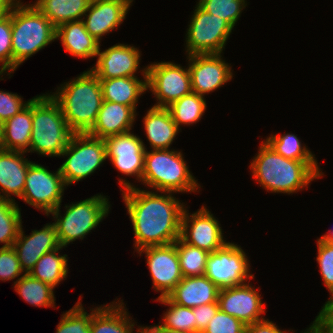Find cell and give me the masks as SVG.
<instances>
[{"mask_svg": "<svg viewBox=\"0 0 333 333\" xmlns=\"http://www.w3.org/2000/svg\"><path fill=\"white\" fill-rule=\"evenodd\" d=\"M219 290L205 275L183 277L167 295V298L178 305L194 308L200 305L218 303Z\"/></svg>", "mask_w": 333, "mask_h": 333, "instance_id": "23", "label": "cell"}, {"mask_svg": "<svg viewBox=\"0 0 333 333\" xmlns=\"http://www.w3.org/2000/svg\"><path fill=\"white\" fill-rule=\"evenodd\" d=\"M319 239L326 241V242H331L333 243V230L329 231V233L324 234L322 237H320Z\"/></svg>", "mask_w": 333, "mask_h": 333, "instance_id": "49", "label": "cell"}, {"mask_svg": "<svg viewBox=\"0 0 333 333\" xmlns=\"http://www.w3.org/2000/svg\"><path fill=\"white\" fill-rule=\"evenodd\" d=\"M147 67V89L155 95L154 107L167 108L173 102L192 92L191 77L187 67L173 62H159Z\"/></svg>", "mask_w": 333, "mask_h": 333, "instance_id": "12", "label": "cell"}, {"mask_svg": "<svg viewBox=\"0 0 333 333\" xmlns=\"http://www.w3.org/2000/svg\"><path fill=\"white\" fill-rule=\"evenodd\" d=\"M97 62L90 70L99 79L137 77L141 53L138 48L126 44H115L97 53Z\"/></svg>", "mask_w": 333, "mask_h": 333, "instance_id": "19", "label": "cell"}, {"mask_svg": "<svg viewBox=\"0 0 333 333\" xmlns=\"http://www.w3.org/2000/svg\"><path fill=\"white\" fill-rule=\"evenodd\" d=\"M90 311V314L87 313L78 300L69 311L62 314L56 333H91L92 309Z\"/></svg>", "mask_w": 333, "mask_h": 333, "instance_id": "37", "label": "cell"}, {"mask_svg": "<svg viewBox=\"0 0 333 333\" xmlns=\"http://www.w3.org/2000/svg\"><path fill=\"white\" fill-rule=\"evenodd\" d=\"M246 253L235 243L227 242L207 258L205 276L219 289L243 285L253 279Z\"/></svg>", "mask_w": 333, "mask_h": 333, "instance_id": "10", "label": "cell"}, {"mask_svg": "<svg viewBox=\"0 0 333 333\" xmlns=\"http://www.w3.org/2000/svg\"><path fill=\"white\" fill-rule=\"evenodd\" d=\"M245 333H288L281 331L278 326L269 319H264L253 324L246 325Z\"/></svg>", "mask_w": 333, "mask_h": 333, "instance_id": "46", "label": "cell"}, {"mask_svg": "<svg viewBox=\"0 0 333 333\" xmlns=\"http://www.w3.org/2000/svg\"><path fill=\"white\" fill-rule=\"evenodd\" d=\"M15 0H0V19L5 16Z\"/></svg>", "mask_w": 333, "mask_h": 333, "instance_id": "48", "label": "cell"}, {"mask_svg": "<svg viewBox=\"0 0 333 333\" xmlns=\"http://www.w3.org/2000/svg\"><path fill=\"white\" fill-rule=\"evenodd\" d=\"M114 302L92 308L91 333H133L135 323L126 311L123 300Z\"/></svg>", "mask_w": 333, "mask_h": 333, "instance_id": "26", "label": "cell"}, {"mask_svg": "<svg viewBox=\"0 0 333 333\" xmlns=\"http://www.w3.org/2000/svg\"><path fill=\"white\" fill-rule=\"evenodd\" d=\"M32 127V99H30L26 107L2 124L0 148L27 153Z\"/></svg>", "mask_w": 333, "mask_h": 333, "instance_id": "28", "label": "cell"}, {"mask_svg": "<svg viewBox=\"0 0 333 333\" xmlns=\"http://www.w3.org/2000/svg\"><path fill=\"white\" fill-rule=\"evenodd\" d=\"M0 63L1 76L4 72L7 75L12 74V5L8 13L0 19ZM1 76L0 79L3 80Z\"/></svg>", "mask_w": 333, "mask_h": 333, "instance_id": "39", "label": "cell"}, {"mask_svg": "<svg viewBox=\"0 0 333 333\" xmlns=\"http://www.w3.org/2000/svg\"><path fill=\"white\" fill-rule=\"evenodd\" d=\"M246 325L236 319L235 317L228 315L222 310L214 315L209 321L207 328L202 333H245Z\"/></svg>", "mask_w": 333, "mask_h": 333, "instance_id": "41", "label": "cell"}, {"mask_svg": "<svg viewBox=\"0 0 333 333\" xmlns=\"http://www.w3.org/2000/svg\"><path fill=\"white\" fill-rule=\"evenodd\" d=\"M184 208L181 218L180 239L208 253L215 252L227 242L223 238L222 228L213 214L202 206L189 215Z\"/></svg>", "mask_w": 333, "mask_h": 333, "instance_id": "13", "label": "cell"}, {"mask_svg": "<svg viewBox=\"0 0 333 333\" xmlns=\"http://www.w3.org/2000/svg\"><path fill=\"white\" fill-rule=\"evenodd\" d=\"M138 331L136 333H187V332H181V331H177V330H171L168 328L163 327L160 322L159 325H154L153 327L149 326H139Z\"/></svg>", "mask_w": 333, "mask_h": 333, "instance_id": "47", "label": "cell"}, {"mask_svg": "<svg viewBox=\"0 0 333 333\" xmlns=\"http://www.w3.org/2000/svg\"><path fill=\"white\" fill-rule=\"evenodd\" d=\"M25 153L0 148V199L15 202L11 195L21 199L28 168L32 163L23 156Z\"/></svg>", "mask_w": 333, "mask_h": 333, "instance_id": "21", "label": "cell"}, {"mask_svg": "<svg viewBox=\"0 0 333 333\" xmlns=\"http://www.w3.org/2000/svg\"><path fill=\"white\" fill-rule=\"evenodd\" d=\"M195 8L186 31L187 55L223 53L233 27L221 17L207 13L198 4Z\"/></svg>", "mask_w": 333, "mask_h": 333, "instance_id": "9", "label": "cell"}, {"mask_svg": "<svg viewBox=\"0 0 333 333\" xmlns=\"http://www.w3.org/2000/svg\"><path fill=\"white\" fill-rule=\"evenodd\" d=\"M1 134H2V123L0 122V141H1Z\"/></svg>", "mask_w": 333, "mask_h": 333, "instance_id": "50", "label": "cell"}, {"mask_svg": "<svg viewBox=\"0 0 333 333\" xmlns=\"http://www.w3.org/2000/svg\"><path fill=\"white\" fill-rule=\"evenodd\" d=\"M18 256L20 266L25 274L34 268L40 257L61 247L55 225L47 223L39 230H33L31 235H25L22 225L17 239L12 246Z\"/></svg>", "mask_w": 333, "mask_h": 333, "instance_id": "18", "label": "cell"}, {"mask_svg": "<svg viewBox=\"0 0 333 333\" xmlns=\"http://www.w3.org/2000/svg\"><path fill=\"white\" fill-rule=\"evenodd\" d=\"M61 156H69L59 167L68 186L90 176L107 159L105 140L88 133H73Z\"/></svg>", "mask_w": 333, "mask_h": 333, "instance_id": "8", "label": "cell"}, {"mask_svg": "<svg viewBox=\"0 0 333 333\" xmlns=\"http://www.w3.org/2000/svg\"><path fill=\"white\" fill-rule=\"evenodd\" d=\"M14 290L22 299L32 306L50 307L55 306L54 288L30 274H23L18 280L14 281Z\"/></svg>", "mask_w": 333, "mask_h": 333, "instance_id": "31", "label": "cell"}, {"mask_svg": "<svg viewBox=\"0 0 333 333\" xmlns=\"http://www.w3.org/2000/svg\"><path fill=\"white\" fill-rule=\"evenodd\" d=\"M169 308L163 316V327L187 333H196V319L193 313V308L184 307L171 302L167 297L157 298Z\"/></svg>", "mask_w": 333, "mask_h": 333, "instance_id": "36", "label": "cell"}, {"mask_svg": "<svg viewBox=\"0 0 333 333\" xmlns=\"http://www.w3.org/2000/svg\"><path fill=\"white\" fill-rule=\"evenodd\" d=\"M92 0H37L35 7L57 28L63 23L82 20Z\"/></svg>", "mask_w": 333, "mask_h": 333, "instance_id": "29", "label": "cell"}, {"mask_svg": "<svg viewBox=\"0 0 333 333\" xmlns=\"http://www.w3.org/2000/svg\"><path fill=\"white\" fill-rule=\"evenodd\" d=\"M63 248L64 247L61 246L56 250L42 255L29 274L33 278L55 288L67 277L69 271L67 255L59 254V250H62Z\"/></svg>", "mask_w": 333, "mask_h": 333, "instance_id": "30", "label": "cell"}, {"mask_svg": "<svg viewBox=\"0 0 333 333\" xmlns=\"http://www.w3.org/2000/svg\"><path fill=\"white\" fill-rule=\"evenodd\" d=\"M246 0H199L198 5L211 15L226 20L233 28L247 6Z\"/></svg>", "mask_w": 333, "mask_h": 333, "instance_id": "38", "label": "cell"}, {"mask_svg": "<svg viewBox=\"0 0 333 333\" xmlns=\"http://www.w3.org/2000/svg\"><path fill=\"white\" fill-rule=\"evenodd\" d=\"M29 101L24 102L17 93L0 90V122L3 124L14 117L28 105Z\"/></svg>", "mask_w": 333, "mask_h": 333, "instance_id": "43", "label": "cell"}, {"mask_svg": "<svg viewBox=\"0 0 333 333\" xmlns=\"http://www.w3.org/2000/svg\"><path fill=\"white\" fill-rule=\"evenodd\" d=\"M192 92L203 96L226 84L233 78L232 68L219 54L187 56Z\"/></svg>", "mask_w": 333, "mask_h": 333, "instance_id": "15", "label": "cell"}, {"mask_svg": "<svg viewBox=\"0 0 333 333\" xmlns=\"http://www.w3.org/2000/svg\"><path fill=\"white\" fill-rule=\"evenodd\" d=\"M317 258L319 270L324 284L331 294L328 301L333 300V243L317 239Z\"/></svg>", "mask_w": 333, "mask_h": 333, "instance_id": "40", "label": "cell"}, {"mask_svg": "<svg viewBox=\"0 0 333 333\" xmlns=\"http://www.w3.org/2000/svg\"><path fill=\"white\" fill-rule=\"evenodd\" d=\"M139 253H145L153 280V289L161 292L158 298L167 297L174 287L183 279L176 241L168 245L150 246L143 248Z\"/></svg>", "mask_w": 333, "mask_h": 333, "instance_id": "14", "label": "cell"}, {"mask_svg": "<svg viewBox=\"0 0 333 333\" xmlns=\"http://www.w3.org/2000/svg\"><path fill=\"white\" fill-rule=\"evenodd\" d=\"M143 80L138 77H117L99 79L103 100L133 107L147 89V67L142 70Z\"/></svg>", "mask_w": 333, "mask_h": 333, "instance_id": "24", "label": "cell"}, {"mask_svg": "<svg viewBox=\"0 0 333 333\" xmlns=\"http://www.w3.org/2000/svg\"><path fill=\"white\" fill-rule=\"evenodd\" d=\"M258 291L250 283L220 289L217 300L219 309L245 325L264 320L261 315L266 312L265 304Z\"/></svg>", "mask_w": 333, "mask_h": 333, "instance_id": "16", "label": "cell"}, {"mask_svg": "<svg viewBox=\"0 0 333 333\" xmlns=\"http://www.w3.org/2000/svg\"><path fill=\"white\" fill-rule=\"evenodd\" d=\"M206 100L194 92L184 95L173 102L167 109L170 111L173 121L181 130L180 126L196 124L201 120L206 110Z\"/></svg>", "mask_w": 333, "mask_h": 333, "instance_id": "32", "label": "cell"}, {"mask_svg": "<svg viewBox=\"0 0 333 333\" xmlns=\"http://www.w3.org/2000/svg\"><path fill=\"white\" fill-rule=\"evenodd\" d=\"M264 141L285 158L303 162H317L315 155L307 149L306 145H301V141L295 134H271Z\"/></svg>", "mask_w": 333, "mask_h": 333, "instance_id": "33", "label": "cell"}, {"mask_svg": "<svg viewBox=\"0 0 333 333\" xmlns=\"http://www.w3.org/2000/svg\"><path fill=\"white\" fill-rule=\"evenodd\" d=\"M302 333H333V303L325 302L312 325Z\"/></svg>", "mask_w": 333, "mask_h": 333, "instance_id": "44", "label": "cell"}, {"mask_svg": "<svg viewBox=\"0 0 333 333\" xmlns=\"http://www.w3.org/2000/svg\"><path fill=\"white\" fill-rule=\"evenodd\" d=\"M132 2L133 0H92L82 18L86 30L101 43L105 34L118 29L123 23Z\"/></svg>", "mask_w": 333, "mask_h": 333, "instance_id": "20", "label": "cell"}, {"mask_svg": "<svg viewBox=\"0 0 333 333\" xmlns=\"http://www.w3.org/2000/svg\"><path fill=\"white\" fill-rule=\"evenodd\" d=\"M66 184L60 169L50 172L41 164L32 162L26 175L21 200L48 214L61 205Z\"/></svg>", "mask_w": 333, "mask_h": 333, "instance_id": "11", "label": "cell"}, {"mask_svg": "<svg viewBox=\"0 0 333 333\" xmlns=\"http://www.w3.org/2000/svg\"><path fill=\"white\" fill-rule=\"evenodd\" d=\"M57 89L50 95L61 107L70 130L73 133H88L103 103L99 78L87 70Z\"/></svg>", "mask_w": 333, "mask_h": 333, "instance_id": "3", "label": "cell"}, {"mask_svg": "<svg viewBox=\"0 0 333 333\" xmlns=\"http://www.w3.org/2000/svg\"><path fill=\"white\" fill-rule=\"evenodd\" d=\"M61 39L65 51L83 59L96 57L100 49L97 41L85 28L82 20L63 23L56 28V39Z\"/></svg>", "mask_w": 333, "mask_h": 333, "instance_id": "25", "label": "cell"}, {"mask_svg": "<svg viewBox=\"0 0 333 333\" xmlns=\"http://www.w3.org/2000/svg\"><path fill=\"white\" fill-rule=\"evenodd\" d=\"M23 273L15 249L13 247H0V280L10 281L19 276L22 277Z\"/></svg>", "mask_w": 333, "mask_h": 333, "instance_id": "42", "label": "cell"}, {"mask_svg": "<svg viewBox=\"0 0 333 333\" xmlns=\"http://www.w3.org/2000/svg\"><path fill=\"white\" fill-rule=\"evenodd\" d=\"M136 113L133 107L103 100L96 122L88 134L105 140L111 136L130 132Z\"/></svg>", "mask_w": 333, "mask_h": 333, "instance_id": "22", "label": "cell"}, {"mask_svg": "<svg viewBox=\"0 0 333 333\" xmlns=\"http://www.w3.org/2000/svg\"><path fill=\"white\" fill-rule=\"evenodd\" d=\"M32 126L27 152L61 157L73 132L65 121L61 107L50 94L32 98Z\"/></svg>", "mask_w": 333, "mask_h": 333, "instance_id": "5", "label": "cell"}, {"mask_svg": "<svg viewBox=\"0 0 333 333\" xmlns=\"http://www.w3.org/2000/svg\"><path fill=\"white\" fill-rule=\"evenodd\" d=\"M56 39V27L34 4H12V73Z\"/></svg>", "mask_w": 333, "mask_h": 333, "instance_id": "4", "label": "cell"}, {"mask_svg": "<svg viewBox=\"0 0 333 333\" xmlns=\"http://www.w3.org/2000/svg\"><path fill=\"white\" fill-rule=\"evenodd\" d=\"M107 159L126 176H135L141 182L146 146L138 136L127 132L105 139Z\"/></svg>", "mask_w": 333, "mask_h": 333, "instance_id": "17", "label": "cell"}, {"mask_svg": "<svg viewBox=\"0 0 333 333\" xmlns=\"http://www.w3.org/2000/svg\"><path fill=\"white\" fill-rule=\"evenodd\" d=\"M18 204L11 200L0 199V243L2 248L12 247L22 225Z\"/></svg>", "mask_w": 333, "mask_h": 333, "instance_id": "35", "label": "cell"}, {"mask_svg": "<svg viewBox=\"0 0 333 333\" xmlns=\"http://www.w3.org/2000/svg\"><path fill=\"white\" fill-rule=\"evenodd\" d=\"M118 181L133 226L137 251L168 245L180 238L183 203L170 192L158 194V191L140 190L122 178Z\"/></svg>", "mask_w": 333, "mask_h": 333, "instance_id": "1", "label": "cell"}, {"mask_svg": "<svg viewBox=\"0 0 333 333\" xmlns=\"http://www.w3.org/2000/svg\"><path fill=\"white\" fill-rule=\"evenodd\" d=\"M108 198L101 194L94 195L77 203L65 205L64 216L60 215V205L48 215L55 218L53 224L57 230L59 243L62 247L75 240H83L84 237L95 229L102 220L108 216Z\"/></svg>", "mask_w": 333, "mask_h": 333, "instance_id": "7", "label": "cell"}, {"mask_svg": "<svg viewBox=\"0 0 333 333\" xmlns=\"http://www.w3.org/2000/svg\"><path fill=\"white\" fill-rule=\"evenodd\" d=\"M176 251L178 253L183 277H194L205 274L209 255L207 251L187 244L180 238L176 240Z\"/></svg>", "mask_w": 333, "mask_h": 333, "instance_id": "34", "label": "cell"}, {"mask_svg": "<svg viewBox=\"0 0 333 333\" xmlns=\"http://www.w3.org/2000/svg\"><path fill=\"white\" fill-rule=\"evenodd\" d=\"M188 168L180 151L146 149L141 182L163 193L197 192L201 185L197 183Z\"/></svg>", "mask_w": 333, "mask_h": 333, "instance_id": "6", "label": "cell"}, {"mask_svg": "<svg viewBox=\"0 0 333 333\" xmlns=\"http://www.w3.org/2000/svg\"><path fill=\"white\" fill-rule=\"evenodd\" d=\"M252 177L271 193L293 194L308 187L314 179L323 176L318 162H303L279 155L262 141L257 155L249 166Z\"/></svg>", "mask_w": 333, "mask_h": 333, "instance_id": "2", "label": "cell"}, {"mask_svg": "<svg viewBox=\"0 0 333 333\" xmlns=\"http://www.w3.org/2000/svg\"><path fill=\"white\" fill-rule=\"evenodd\" d=\"M218 310V303H210L193 308V313L196 319V333H202L207 328L209 321L214 317Z\"/></svg>", "mask_w": 333, "mask_h": 333, "instance_id": "45", "label": "cell"}, {"mask_svg": "<svg viewBox=\"0 0 333 333\" xmlns=\"http://www.w3.org/2000/svg\"><path fill=\"white\" fill-rule=\"evenodd\" d=\"M143 122L152 150L169 149L180 131L167 108L152 106L143 117Z\"/></svg>", "mask_w": 333, "mask_h": 333, "instance_id": "27", "label": "cell"}]
</instances>
